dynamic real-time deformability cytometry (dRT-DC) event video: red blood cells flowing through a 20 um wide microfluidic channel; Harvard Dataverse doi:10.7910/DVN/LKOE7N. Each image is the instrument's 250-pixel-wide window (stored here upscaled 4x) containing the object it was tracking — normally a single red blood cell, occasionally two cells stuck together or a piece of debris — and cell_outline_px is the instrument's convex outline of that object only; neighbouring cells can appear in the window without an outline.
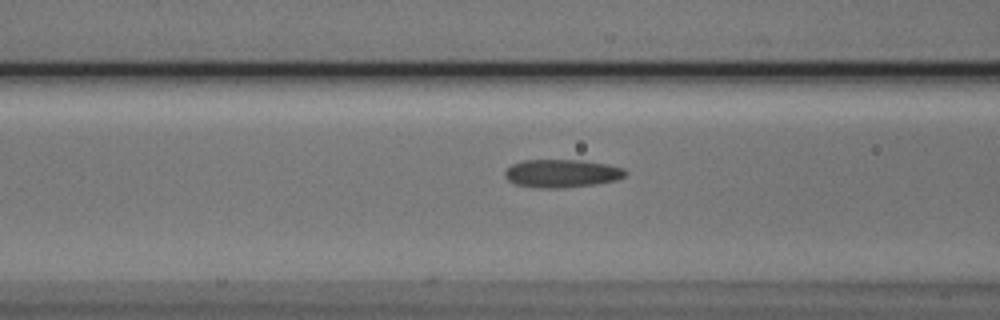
{"species": "Egyptian fruit bat (a non-hibernating species)", "species_latin": "Rousettus aegyptiacus", "temperature_condition": "cold", "stored_images_in_passage": 33, "camera_frame_rate_fps": 3000, "um_per_image_px": 0.085, "animal": {"sex": "male"}, "frame": {"image": 1, "passage_image": 11, "time_ms": 3.333, "image_size_px": [1000, 320], "cell_outline_px": [[628, 172], [624, 176], [616, 180], [596, 184], [564, 188], [540, 188], [516, 184], [508, 180], [504, 176], [504, 172], [512, 164], [524, 160], [584, 160], [608, 164], [624, 168]], "centroid_in_image_um": [47.78, 14.73], "position_along_channel_um": 118.8, "area_um2": 19.83}}
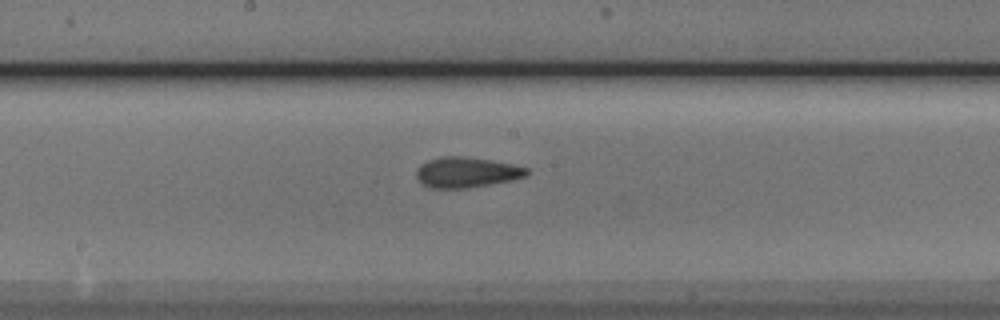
{"frame": {"image": 2, "passage_image": 18, "time_ms": 5.667, "image_size_px": [1000, 320], "cell_outline_px": [[528, 172], [524, 176], [512, 180], [468, 188], [432, 188], [420, 184], [416, 176], [416, 168], [420, 164], [428, 160], [440, 156], [464, 156], [492, 160], [512, 164], [528, 168]], "centroid_in_image_um": [39.6, 14.64], "position_along_channel_um": 208.6, "area_um2": 19.71}}
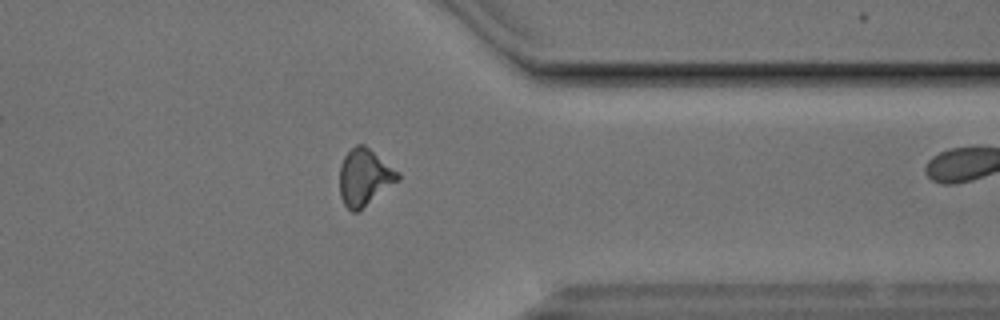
{"frame": {"image": 3, "passage_image": 32, "time_ms": 10.333, "image_size_px": [1000, 320], "cell_outline_px": [[400, 180], [356, 212], [352, 212], [344, 204], [340, 196], [340, 164], [344, 156], [356, 144], [364, 144], [400, 172]], "centroid_in_image_um": [30.99, 15.05], "position_along_channel_um": 380.4, "area_um2": 19.19}}